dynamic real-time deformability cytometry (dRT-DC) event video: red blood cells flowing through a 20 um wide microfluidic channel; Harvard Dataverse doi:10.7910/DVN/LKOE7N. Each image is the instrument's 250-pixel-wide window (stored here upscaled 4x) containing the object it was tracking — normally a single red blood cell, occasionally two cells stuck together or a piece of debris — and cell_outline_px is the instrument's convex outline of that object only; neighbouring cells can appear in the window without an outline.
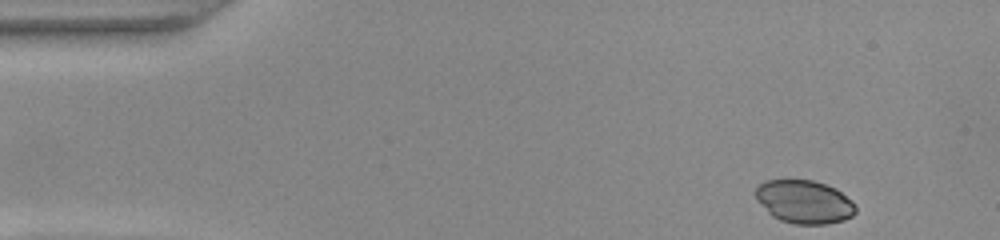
{"species": "common noctule bat (a hibernating species)", "species_latin": "Nyctalus noctula", "temperature_condition": "warm", "stored_images_in_passage": 48, "camera_frame_rate_fps": 3000, "um_per_image_px": 0.085, "animal": {"sex": "female", "body_mass_g": 22.0, "forearm_length_mm": 56.7}, "frame": {"image": 1, "passage_image": 1, "time_ms": 0.0, "image_size_px": [1000, 240], "cell_outline_px": [[856, 212], [852, 216], [844, 220], [824, 224], [796, 224], [780, 220], [772, 216], [756, 200], [756, 188], [764, 180], [812, 180], [836, 188], [852, 200], [856, 204]], "centroid_in_image_um": [68.37, 17.15], "position_along_channel_um": 16.6, "area_um2": 25.26}}
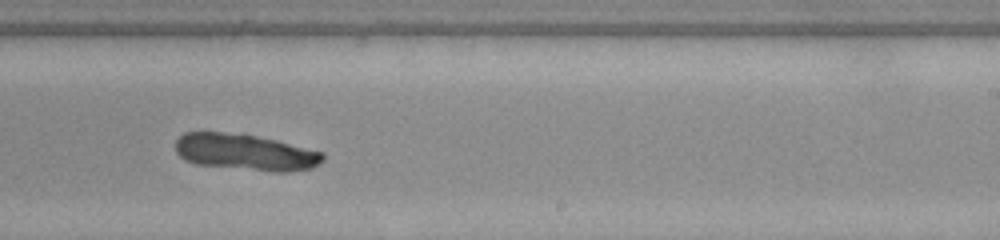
{"frame": {"image": 2, "passage_image": 28, "time_ms": 9.0, "image_size_px": [1000, 240], "cell_outline_px": [[324, 160], [312, 168], [288, 172], [272, 172], [196, 164], [184, 160], [176, 152], [176, 140], [184, 132], [244, 132], [324, 152]], "centroid_in_image_um": [20.87, 12.92], "position_along_channel_um": 268.1, "area_um2": 31.73}}
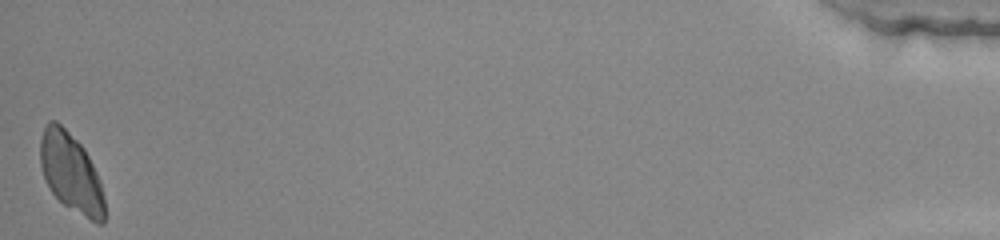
{"frame": {"image": 3, "passage_image": 48, "time_ms": 15.667, "image_size_px": [1000, 240], "cell_outline_px": [[104, 224], [96, 224], [64, 204], [52, 192], [44, 176], [40, 164], [40, 140], [44, 128], [48, 120], [56, 120], [84, 148], [100, 180], [104, 196]], "centroid_in_image_um": [6.04, 14.69], "position_along_channel_um": 429.2, "area_um2": 29.25}}